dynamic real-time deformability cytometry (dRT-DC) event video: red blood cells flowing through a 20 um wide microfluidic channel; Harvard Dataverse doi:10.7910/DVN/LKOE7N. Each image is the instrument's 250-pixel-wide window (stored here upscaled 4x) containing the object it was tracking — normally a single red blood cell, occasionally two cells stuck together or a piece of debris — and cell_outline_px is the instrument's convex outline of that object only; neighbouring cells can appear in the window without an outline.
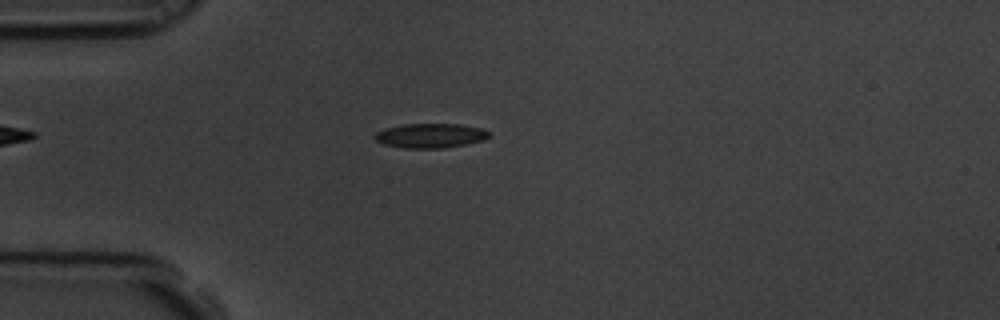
{"species": "common noctule bat (a hibernating species)", "species_latin": "Nyctalus noctula", "temperature_condition": "room temperature", "stored_images_in_passage": 5, "camera_frame_rate_fps": 3000, "um_per_image_px": 0.085, "animal": {"sex": "male", "body_mass_g": 19.5, "forearm_length_mm": 54.6}, "frame": {"image": 1, "passage_image": 4, "time_ms": 1.0, "image_size_px": [1000, 320], "cell_outline_px": [[492, 132], [484, 140], [444, 148], [404, 148], [384, 144], [376, 140], [372, 136], [376, 132], [384, 128], [404, 124], [460, 124], [484, 128]], "centroid_in_image_um": [36.59, 11.52], "position_along_channel_um": 48.4, "area_um2": 16.42}}